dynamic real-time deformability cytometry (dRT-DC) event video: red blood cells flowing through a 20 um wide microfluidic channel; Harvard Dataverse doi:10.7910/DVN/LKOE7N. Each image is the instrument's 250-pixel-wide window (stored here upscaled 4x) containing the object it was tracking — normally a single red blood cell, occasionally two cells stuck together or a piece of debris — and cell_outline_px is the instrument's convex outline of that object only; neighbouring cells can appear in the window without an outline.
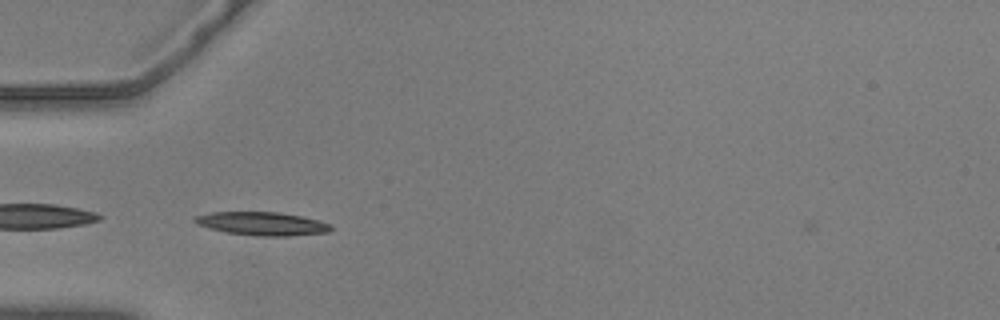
{"species": "common noctule bat (a hibernating species)", "species_latin": "Nyctalus noctula", "temperature_condition": "warm", "stored_images_in_passage": 42, "camera_frame_rate_fps": 3000, "um_per_image_px": 0.085, "animal": {"sex": "male", "body_mass_g": 20.5, "forearm_length_mm": 52.5}, "frame": {"image": 1, "passage_image": 4, "time_ms": 1.0, "image_size_px": [1000, 320], "cell_outline_px": [[332, 228], [328, 232], [288, 236], [256, 236], [224, 232], [208, 228], [196, 224], [192, 220], [196, 216], [212, 212], [280, 212], [300, 216], [332, 224]], "centroid_in_image_um": [22.25, 19.01], "position_along_channel_um": 62.8, "area_um2": 18.55}}
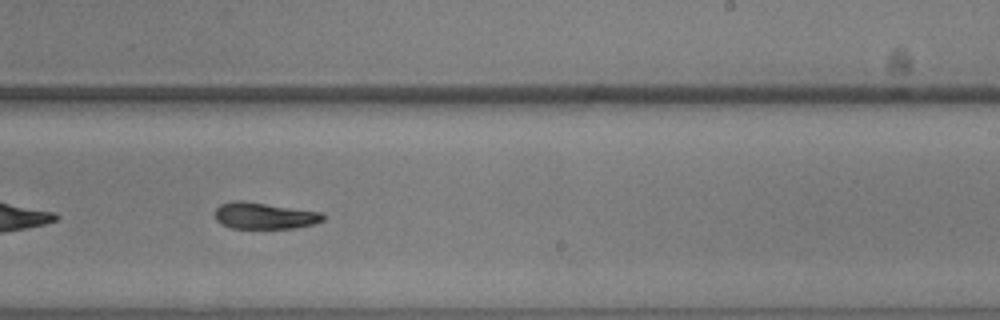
{"frame": {"image": 2, "passage_image": 21, "time_ms": 6.667, "image_size_px": [1000, 320], "cell_outline_px": [[324, 220], [312, 224], [296, 228], [232, 228], [220, 224], [216, 220], [216, 208], [220, 204], [236, 200], [240, 200], [324, 212]], "centroid_in_image_um": [22.48, 18.34], "position_along_channel_um": 266.5, "area_um2": 16.7}}
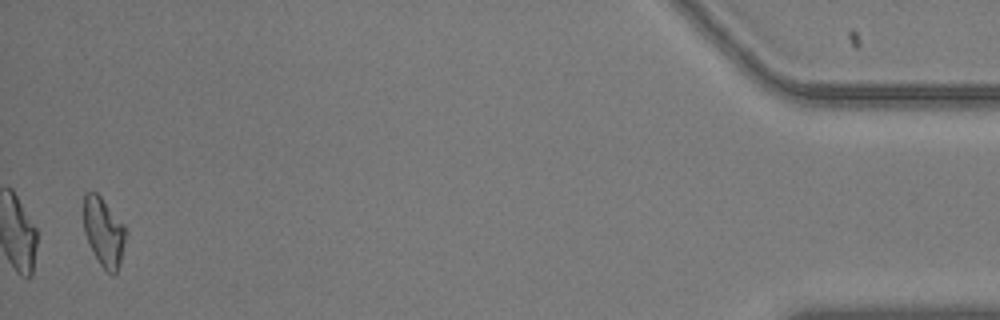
{"frame": {"image": 3, "passage_image": 41, "time_ms": 13.333, "image_size_px": [1000, 320], "cell_outline_px": [[128, 232], [120, 264], [116, 272], [112, 276], [100, 264], [84, 232], [84, 196], [88, 192], [96, 192], [100, 196], [124, 224]], "centroid_in_image_um": [8.86, 19.73], "position_along_channel_um": 426.3, "area_um2": 16.76}}